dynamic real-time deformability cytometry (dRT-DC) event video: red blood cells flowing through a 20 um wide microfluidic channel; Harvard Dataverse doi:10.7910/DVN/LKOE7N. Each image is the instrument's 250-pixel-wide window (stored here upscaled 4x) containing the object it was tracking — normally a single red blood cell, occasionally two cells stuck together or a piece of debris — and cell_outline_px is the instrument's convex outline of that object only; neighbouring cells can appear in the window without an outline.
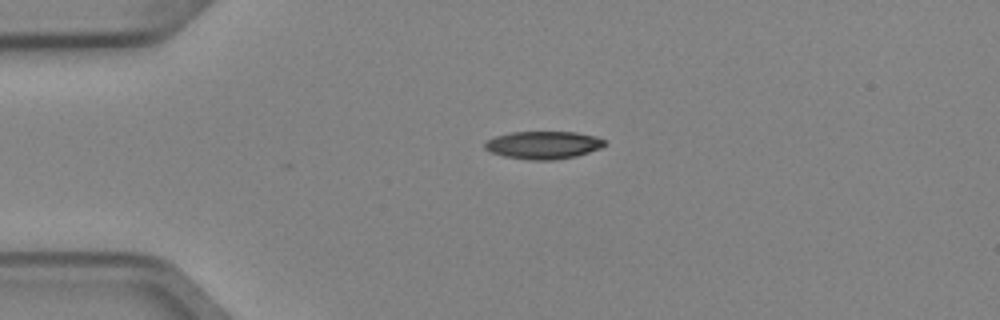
{"species": "Egyptian fruit bat (a non-hibernating species)", "species_latin": "Rousettus aegyptiacus", "temperature_condition": "cold", "stored_images_in_passage": 2, "camera_frame_rate_fps": 3000, "um_per_image_px": 0.085, "animal": {"sex": "female"}, "frame": {"image": 1, "passage_image": 1, "time_ms": 0.0, "image_size_px": [1000, 320], "cell_outline_px": [[604, 144], [600, 148], [576, 156], [556, 160], [528, 160], [504, 156], [492, 152], [484, 148], [484, 144], [488, 140], [496, 136], [512, 132], [576, 132], [596, 136], [604, 140]], "centroid_in_image_um": [46.18, 12.33], "position_along_channel_um": 38.8, "area_um2": 19.25}}